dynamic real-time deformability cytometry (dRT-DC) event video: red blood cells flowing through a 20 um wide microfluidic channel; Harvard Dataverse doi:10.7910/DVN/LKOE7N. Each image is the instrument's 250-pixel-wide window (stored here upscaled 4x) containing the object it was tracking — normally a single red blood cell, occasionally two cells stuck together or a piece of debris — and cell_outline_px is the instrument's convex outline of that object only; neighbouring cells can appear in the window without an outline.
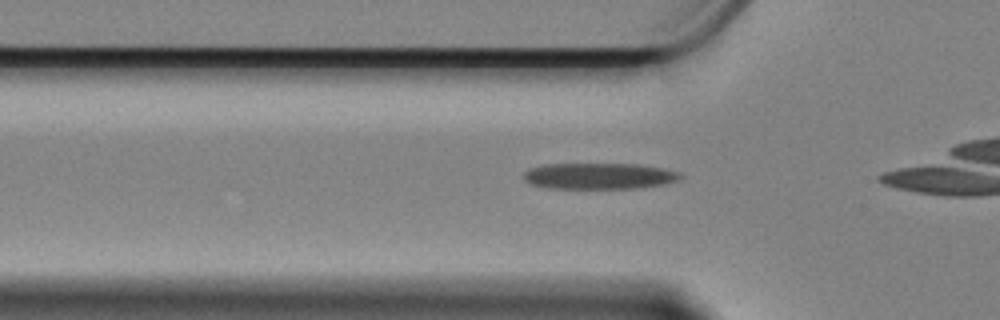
{"species": "Egyptian fruit bat (a non-hibernating species)", "species_latin": "Rousettus aegyptiacus", "temperature_condition": "cold", "stored_images_in_passage": 12, "camera_frame_rate_fps": 3000, "um_per_image_px": 0.085, "animal": {"sex": "female"}, "frame": {"image": 1, "passage_image": 6, "time_ms": 1.667, "image_size_px": [1000, 320], "cell_outline_px": [[684, 176], [676, 180], [664, 184], [636, 188], [548, 188], [528, 184], [524, 180], [524, 172], [528, 168], [544, 164], [636, 164], [664, 168], [680, 172]], "centroid_in_image_um": [50.89, 14.96], "position_along_channel_um": 74.9, "area_um2": 23.99}}
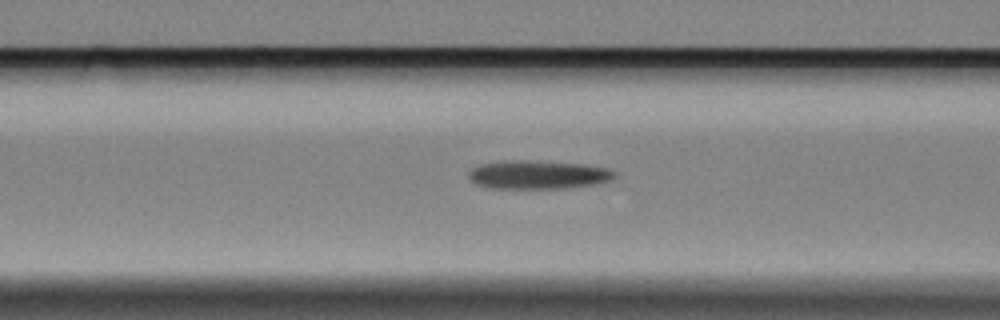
{"frame": {"image": 2, "passage_image": 10, "time_ms": 3.0, "image_size_px": [1000, 320], "cell_outline_px": [[616, 176], [612, 180], [592, 184], [564, 188], [492, 188], [476, 184], [468, 176], [468, 172], [472, 168], [480, 164], [500, 160], [524, 160], [584, 164], [608, 168], [616, 172]], "centroid_in_image_um": [45.72, 14.84], "position_along_channel_um": 120.9, "area_um2": 24.28}}